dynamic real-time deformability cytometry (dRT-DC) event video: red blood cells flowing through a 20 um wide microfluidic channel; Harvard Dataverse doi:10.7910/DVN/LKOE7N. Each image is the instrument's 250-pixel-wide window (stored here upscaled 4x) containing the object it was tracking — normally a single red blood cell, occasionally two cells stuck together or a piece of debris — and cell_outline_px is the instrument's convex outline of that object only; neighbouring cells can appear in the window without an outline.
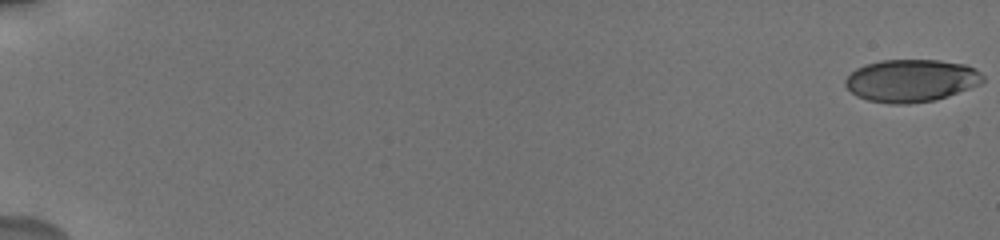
{"species": "human", "species_latin": "Homo sapiens", "temperature_condition": "cold", "stored_images_in_passage": 29, "camera_frame_rate_fps": 3000, "um_per_image_px": 0.085, "donor": {"sex": "male"}, "frame": {"image": 1, "passage_image": 1, "time_ms": 0.0, "image_size_px": [1000, 240], "cell_outline_px": [[984, 80], [980, 84], [948, 96], [936, 100], [908, 104], [888, 104], [868, 100], [856, 96], [844, 84], [844, 80], [856, 68], [864, 64], [880, 60], [940, 60], [964, 64], [980, 72], [984, 76]], "centroid_in_image_um": [77.43, 6.85], "position_along_channel_um": 7.6, "area_um2": 34.22}}
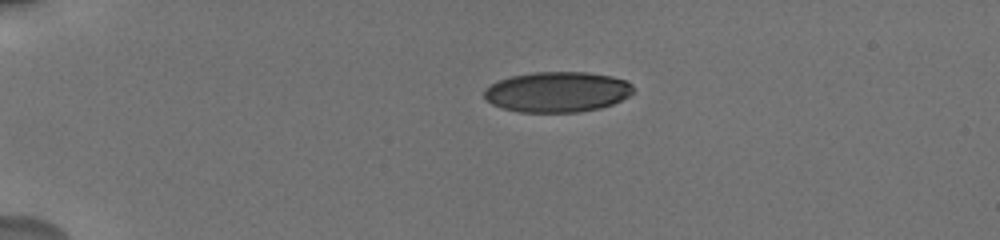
{"frame": {"image": 2, "passage_image": 19, "time_ms": 4.667, "image_size_px": [1000, 240], "cell_outline_px": [[636, 92], [612, 104], [600, 108], [580, 112], [520, 112], [504, 108], [492, 104], [484, 96], [484, 88], [496, 80], [512, 76], [536, 72], [588, 72], [612, 76], [624, 80], [632, 84]], "centroid_in_image_um": [47.38, 7.81], "position_along_channel_um": 37.6, "area_um2": 35.26}}